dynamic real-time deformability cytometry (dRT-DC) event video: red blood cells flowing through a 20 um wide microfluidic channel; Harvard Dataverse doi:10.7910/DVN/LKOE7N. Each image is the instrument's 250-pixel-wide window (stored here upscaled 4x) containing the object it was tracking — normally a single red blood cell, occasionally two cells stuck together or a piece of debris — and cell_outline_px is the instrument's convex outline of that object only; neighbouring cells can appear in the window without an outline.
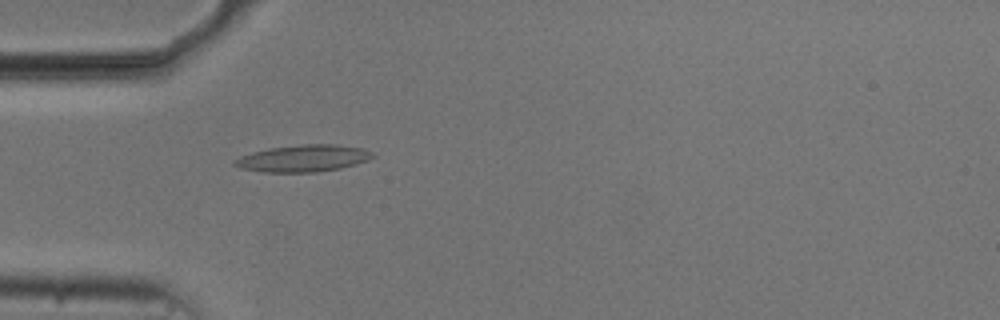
{"species": "common noctule bat (a hibernating species)", "species_latin": "Nyctalus noctula", "temperature_condition": "cold", "stored_images_in_passage": 50, "camera_frame_rate_fps": 3000, "um_per_image_px": 0.085, "animal": {"sex": "male", "body_mass_g": 20.5, "forearm_length_mm": 52.5}, "frame": {"image": 1, "passage_image": 13, "time_ms": 4.0, "image_size_px": [1000, 320], "cell_outline_px": [[376, 156], [368, 160], [356, 164], [340, 168], [316, 172], [264, 172], [240, 168], [232, 164], [232, 160], [240, 156], [252, 152], [268, 148], [300, 144], [336, 144], [364, 148], [372, 152]], "centroid_in_image_um": [25.77, 13.45], "position_along_channel_um": 59.2, "area_um2": 21.85}}
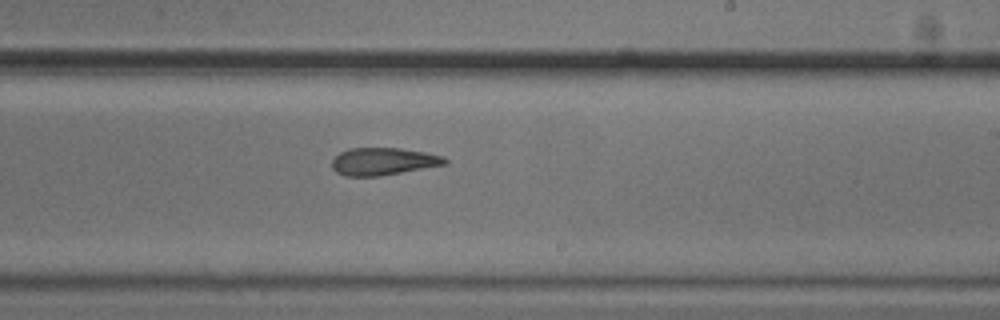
{"frame": {"image": 2, "passage_image": 29, "time_ms": 9.333, "image_size_px": [1000, 320], "cell_outline_px": [[448, 164], [380, 176], [344, 176], [336, 172], [332, 168], [332, 160], [340, 152], [348, 148], [400, 148], [424, 152], [444, 156], [448, 160]], "centroid_in_image_um": [32.58, 13.72], "position_along_channel_um": 256.4, "area_um2": 18.15}}
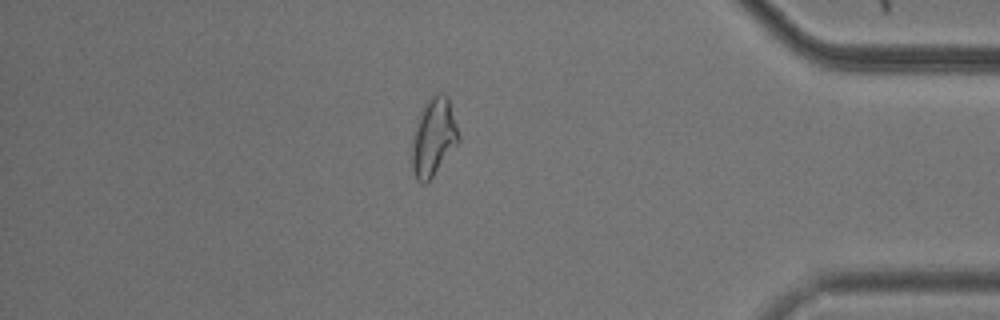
{"frame": {"image": 3, "passage_image": 43, "time_ms": 14.0, "image_size_px": [1000, 320], "cell_outline_px": [[460, 140], [432, 176], [424, 184], [416, 176], [412, 168], [412, 136], [420, 112], [424, 104], [436, 92], [444, 92], [448, 96], [460, 136]], "centroid_in_image_um": [36.86, 11.59], "position_along_channel_um": 398.3, "area_um2": 20.87}, "authors_computed_cell_mechanics": {"area_um2": 19.8543, "velocity_mm_per_s": 3.7472, "shape_relaxation_time_tau1_ms": null, "shape_relaxation_time_tau2_ms": 3.0029, "deformation_change_tau1": null, "deformation_change_tau2": 0.11}}